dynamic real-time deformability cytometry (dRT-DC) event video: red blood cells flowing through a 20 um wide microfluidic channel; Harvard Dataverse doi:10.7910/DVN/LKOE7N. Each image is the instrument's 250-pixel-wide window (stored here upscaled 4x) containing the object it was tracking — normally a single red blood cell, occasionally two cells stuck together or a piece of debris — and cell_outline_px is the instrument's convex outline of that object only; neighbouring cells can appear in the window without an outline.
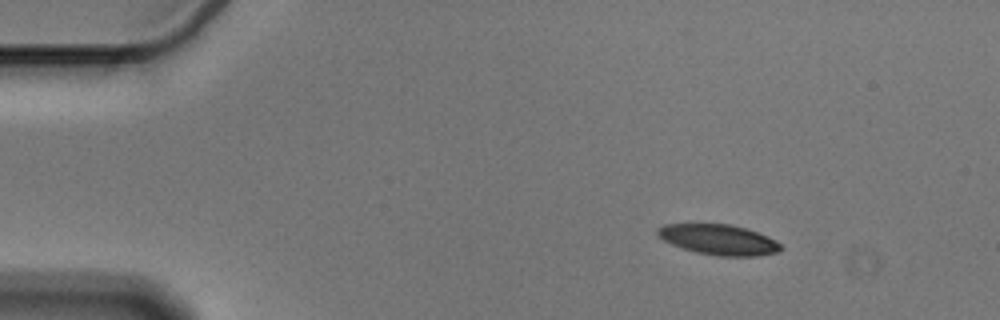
{"species": "Egyptian fruit bat (a non-hibernating species)", "species_latin": "Rousettus aegyptiacus", "temperature_condition": "cold", "stored_images_in_passage": 49, "camera_frame_rate_fps": 3000, "um_per_image_px": 0.085, "animal": {"sex": "male"}, "frame": {"image": 1, "passage_image": 1, "time_ms": 0.0, "image_size_px": [1000, 320], "cell_outline_px": [[780, 252], [756, 256], [720, 256], [696, 252], [672, 244], [664, 240], [656, 232], [656, 228], [664, 224], [728, 224], [744, 228], [768, 236], [776, 240], [780, 244]], "centroid_in_image_um": [61.09, 20.37], "position_along_channel_um": 23.9, "area_um2": 21.56}}
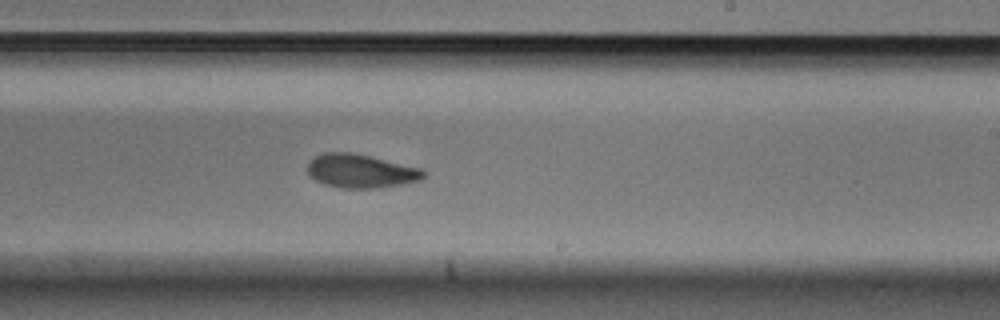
{"frame": {"image": 2, "passage_image": 27, "time_ms": 8.667, "image_size_px": [1000, 320], "cell_outline_px": [[428, 172], [420, 180], [400, 184], [376, 188], [340, 188], [324, 184], [308, 176], [308, 160], [312, 156], [324, 152], [352, 152], [424, 168]], "centroid_in_image_um": [30.65, 14.52], "position_along_channel_um": 258.3, "area_um2": 23.12}}
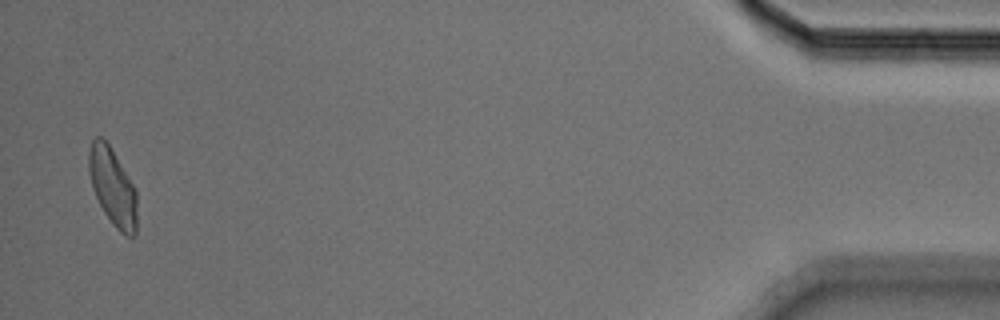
{"frame": {"image": 3, "passage_image": 48, "time_ms": 15.667, "image_size_px": [1000, 320], "cell_outline_px": [[136, 236], [124, 236], [112, 224], [104, 212], [92, 188], [88, 168], [88, 152], [92, 140], [96, 136], [100, 136], [108, 144], [136, 188]], "centroid_in_image_um": [9.57, 15.9], "position_along_channel_um": 425.6, "area_um2": 21.68}, "authors_computed_cell_mechanics": {"area_um2": 22.6576, "velocity_mm_per_s": 3.5776, "shape_relaxation_time_tau1_ms": 4.6974, "shape_relaxation_time_tau2_ms": 8.8067, "deformation_change_tau1": 0.1455, "deformation_change_tau2": 0.1373}}